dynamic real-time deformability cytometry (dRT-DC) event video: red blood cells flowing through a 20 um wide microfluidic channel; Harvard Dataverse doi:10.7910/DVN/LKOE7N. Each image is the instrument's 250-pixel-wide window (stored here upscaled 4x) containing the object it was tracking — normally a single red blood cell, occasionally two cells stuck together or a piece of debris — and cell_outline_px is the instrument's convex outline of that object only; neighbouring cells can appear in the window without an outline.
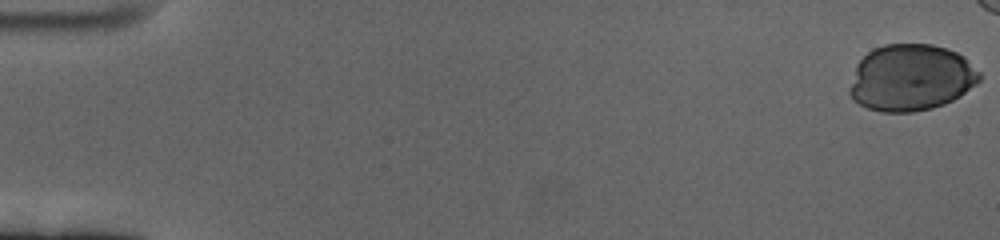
{"species": "human", "species_latin": "Homo sapiens", "temperature_condition": "cold", "stored_images_in_passage": 55, "camera_frame_rate_fps": 3000, "um_per_image_px": 0.085, "donor": {"sex": "female"}, "frame": {"image": 1, "passage_image": 1, "time_ms": 0.0, "image_size_px": [1000, 240], "cell_outline_px": [[980, 80], [976, 84], [960, 96], [944, 104], [932, 108], [912, 112], [880, 112], [868, 108], [852, 100], [848, 92], [848, 88], [856, 64], [872, 48], [884, 44], [932, 44], [948, 48], [964, 56], [980, 72]], "centroid_in_image_um": [77.41, 6.6], "position_along_channel_um": 7.6, "area_um2": 50.81}}
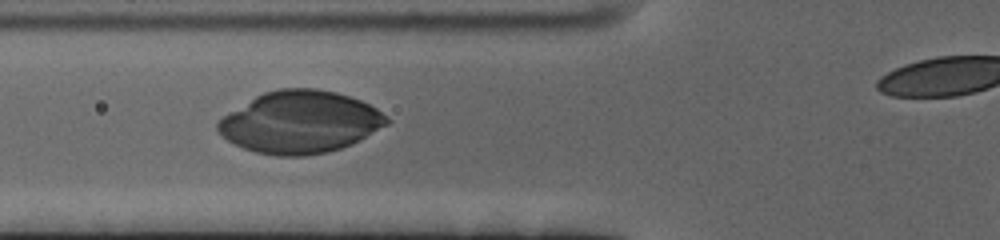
{"frame": {"image": 2, "passage_image": 24, "time_ms": 7.667, "image_size_px": [1000, 240], "cell_outline_px": [[392, 120], [388, 124], [360, 140], [352, 144], [328, 152], [304, 156], [276, 156], [256, 152], [244, 148], [228, 140], [216, 128], [216, 124], [228, 112], [256, 96], [264, 92], [280, 88], [316, 88], [336, 92], [360, 100], [376, 108], [388, 116]], "centroid_in_image_um": [25.53, 10.38], "position_along_channel_um": 100.3, "area_um2": 61.09}}